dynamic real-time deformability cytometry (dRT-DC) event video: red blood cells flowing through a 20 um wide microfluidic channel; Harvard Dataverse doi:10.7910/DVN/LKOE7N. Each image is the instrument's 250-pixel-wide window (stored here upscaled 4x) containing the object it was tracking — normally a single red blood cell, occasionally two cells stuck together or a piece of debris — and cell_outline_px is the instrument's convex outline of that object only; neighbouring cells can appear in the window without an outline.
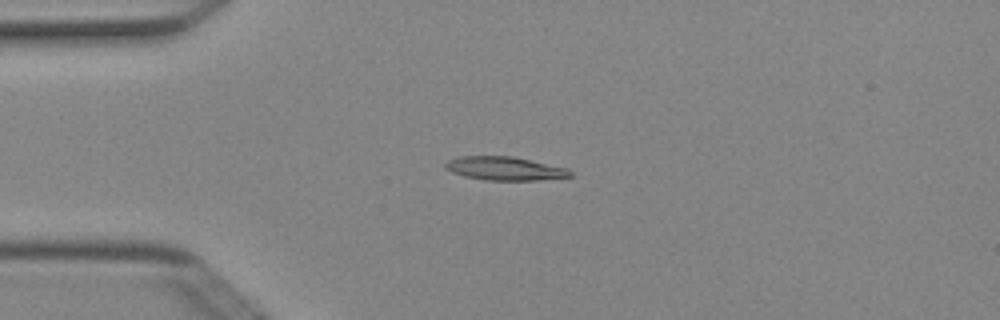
{"species": "Egyptian fruit bat (a non-hibernating species)", "species_latin": "Rousettus aegyptiacus", "temperature_condition": "cold", "stored_images_in_passage": 5, "camera_frame_rate_fps": 3000, "um_per_image_px": 0.085, "animal": {"sex": "female"}, "frame": {"image": 1, "passage_image": 4, "time_ms": 1.0, "image_size_px": [1000, 320], "cell_outline_px": [[572, 176], [540, 180], [484, 180], [464, 176], [452, 172], [444, 168], [444, 164], [448, 160], [460, 156], [512, 156], [568, 168], [572, 172]], "centroid_in_image_um": [42.89, 14.32], "position_along_channel_um": 42.1, "area_um2": 17.17}}